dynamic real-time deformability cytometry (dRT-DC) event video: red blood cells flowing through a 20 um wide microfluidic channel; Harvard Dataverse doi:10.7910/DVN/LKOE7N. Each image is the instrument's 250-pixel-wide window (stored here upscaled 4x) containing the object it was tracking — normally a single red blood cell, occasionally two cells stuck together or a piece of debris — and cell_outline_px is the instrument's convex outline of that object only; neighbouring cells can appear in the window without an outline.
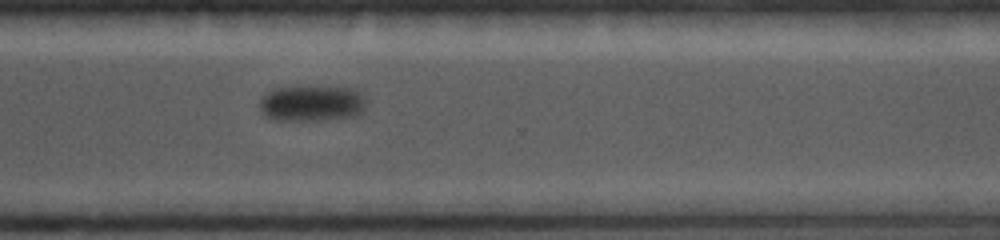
{"species": "common noctule bat (a hibernating species)", "species_latin": "Nyctalus noctula", "temperature_condition": "cold", "stored_images_in_passage": 19, "camera_frame_rate_fps": 5000, "um_per_image_px": 0.085, "animal": {"sex": "female", "body_mass_g": 19.0, "forearm_length_mm": 56.7}, "frame": {"image": 1, "passage_image": 16, "time_ms": 7.0, "image_size_px": [1000, 240], "cell_outline_px": [[364, 108], [356, 116], [316, 120], [276, 120], [268, 116], [260, 108], [260, 100], [268, 92], [276, 88], [348, 88], [364, 96]], "centroid_in_image_um": [26.49, 8.81], "position_along_channel_um": 344.1, "area_um2": 21.39}}
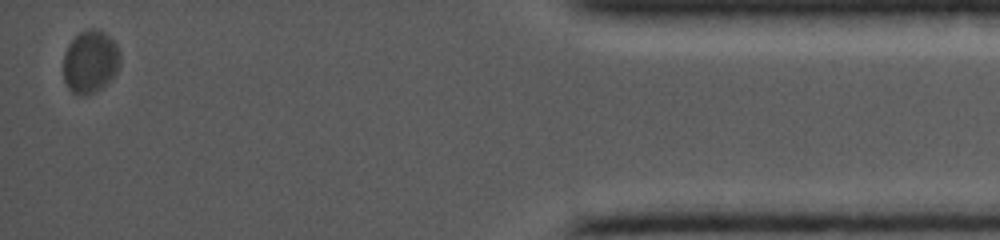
{"frame": {"image": 2, "passage_image": 19, "time_ms": 10.6, "image_size_px": [1000, 240], "cell_outline_px": [[120, 60], [116, 72], [100, 88], [84, 96], [76, 96], [68, 88], [64, 80], [64, 52], [68, 44], [80, 32], [88, 28], [92, 28], [104, 32], [116, 44], [120, 52]], "centroid_in_image_um": [7.65, 5.24], "position_along_channel_um": 427.6, "area_um2": 20.58}}